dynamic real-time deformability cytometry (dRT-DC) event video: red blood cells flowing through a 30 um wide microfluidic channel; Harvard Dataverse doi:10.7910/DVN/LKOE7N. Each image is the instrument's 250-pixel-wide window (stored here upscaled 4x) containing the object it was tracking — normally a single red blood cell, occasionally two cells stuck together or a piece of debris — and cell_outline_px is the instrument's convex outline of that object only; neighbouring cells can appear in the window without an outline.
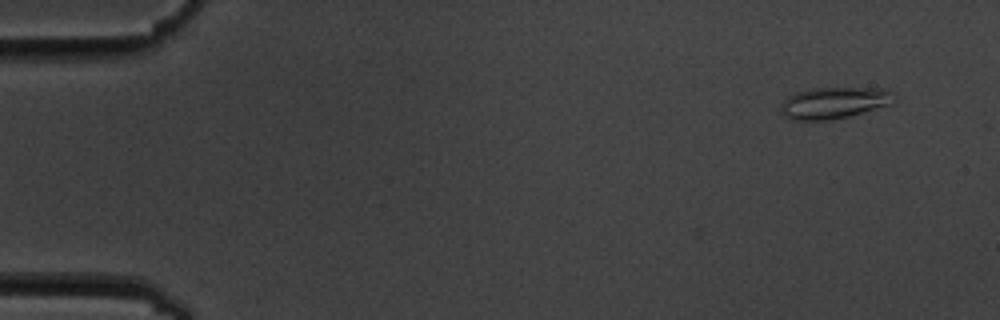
{"species": "common noctule bat (a hibernating species)", "species_latin": "Nyctalus noctula", "temperature_condition": "cold", "stored_images_in_passage": 5, "camera_frame_rate_fps": 3000, "um_per_image_px": 0.085, "animal": {"sex": "male", "body_mass_g": 19.5, "forearm_length_mm": 54.6}, "frame": {"image": 1, "passage_image": 2, "time_ms": 1.0, "image_size_px": [1000, 320], "cell_outline_px": [[892, 104], [848, 116], [832, 120], [788, 120], [780, 112], [780, 104], [788, 96], [796, 92], [812, 88], [888, 88], [892, 92]], "centroid_in_image_um": [70.84, 8.74], "position_along_channel_um": 14.2, "area_um2": 20.92}}
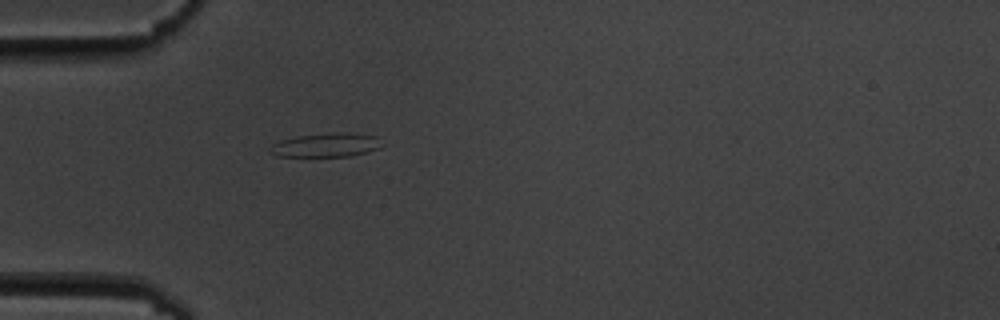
{"frame": {"image": 2, "passage_image": 5, "time_ms": 5.333, "image_size_px": [1000, 320], "cell_outline_px": [[380, 148], [352, 156], [276, 156], [268, 152], [268, 148], [272, 144], [280, 140], [296, 136], [332, 132], [348, 132], [376, 136]], "centroid_in_image_um": [27.64, 12.32], "position_along_channel_um": 57.4, "area_um2": 15.61}}